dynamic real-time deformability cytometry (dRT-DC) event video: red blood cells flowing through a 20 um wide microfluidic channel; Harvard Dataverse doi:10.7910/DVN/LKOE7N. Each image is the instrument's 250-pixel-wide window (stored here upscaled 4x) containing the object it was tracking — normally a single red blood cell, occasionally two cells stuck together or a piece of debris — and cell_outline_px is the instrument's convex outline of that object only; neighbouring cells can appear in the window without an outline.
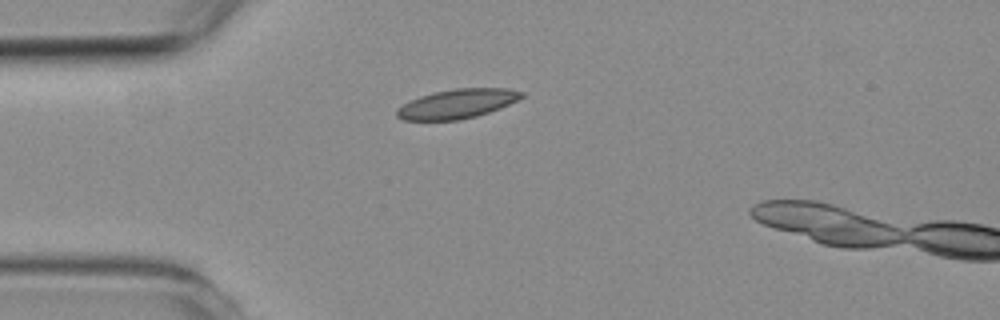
{"species": "common noctule bat (a hibernating species)", "species_latin": "Nyctalus noctula", "temperature_condition": "room temperature", "stored_images_in_passage": 6, "camera_frame_rate_fps": 3000, "um_per_image_px": 0.085, "animal": {"sex": "female", "body_mass_g": 19.3, "forearm_length_mm": 54.1}, "frame": {"image": 1, "passage_image": 3, "time_ms": 4.0, "image_size_px": [1000, 320], "cell_outline_px": [[524, 96], [500, 108], [476, 116], [460, 120], [404, 120], [396, 116], [396, 108], [420, 96], [432, 92], [456, 88], [508, 88], [524, 92]], "centroid_in_image_um": [38.85, 8.82], "position_along_channel_um": 46.1, "area_um2": 21.21}}
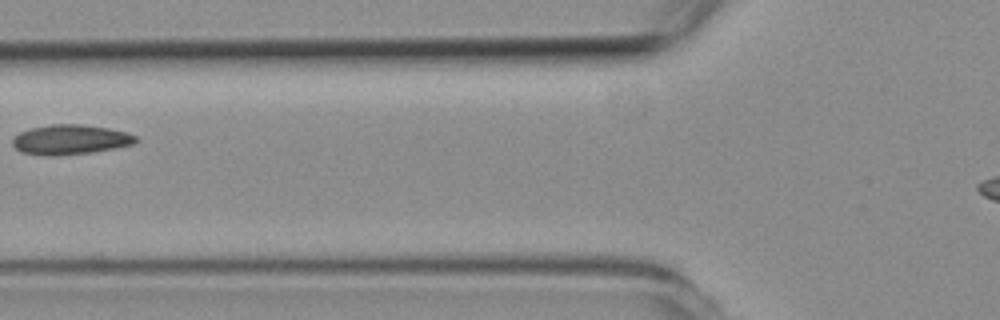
{"frame": {"image": 2, "passage_image": 5, "time_ms": 6.333, "image_size_px": [1000, 320], "cell_outline_px": [[140, 140], [132, 144], [116, 148], [92, 152], [56, 156], [44, 156], [20, 152], [12, 144], [12, 140], [20, 132], [32, 128], [52, 124], [80, 124], [108, 128], [128, 132], [136, 136]], "centroid_in_image_um": [5.99, 11.87], "position_along_channel_um": 119.8, "area_um2": 21.5}}
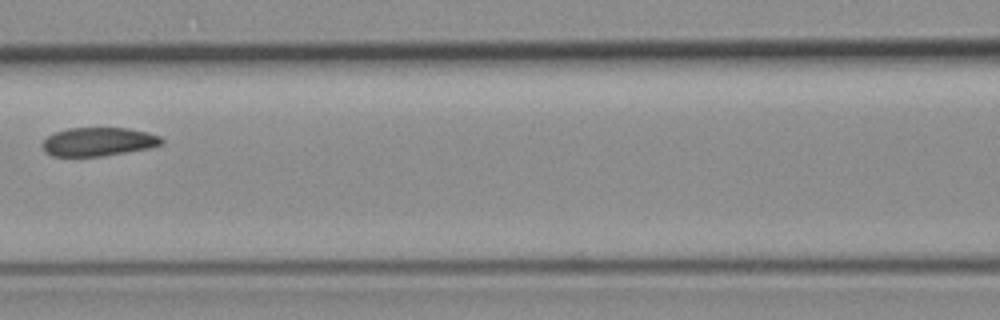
{"frame": {"image": 3, "passage_image": 6, "time_ms": 7.333, "image_size_px": [1000, 320], "cell_outline_px": [[164, 144], [148, 148], [100, 156], [52, 156], [44, 152], [40, 144], [48, 136], [56, 132], [68, 128], [128, 128], [148, 132], [160, 136], [164, 140]], "centroid_in_image_um": [8.35, 12.04], "position_along_channel_um": 158.3, "area_um2": 19.88}}